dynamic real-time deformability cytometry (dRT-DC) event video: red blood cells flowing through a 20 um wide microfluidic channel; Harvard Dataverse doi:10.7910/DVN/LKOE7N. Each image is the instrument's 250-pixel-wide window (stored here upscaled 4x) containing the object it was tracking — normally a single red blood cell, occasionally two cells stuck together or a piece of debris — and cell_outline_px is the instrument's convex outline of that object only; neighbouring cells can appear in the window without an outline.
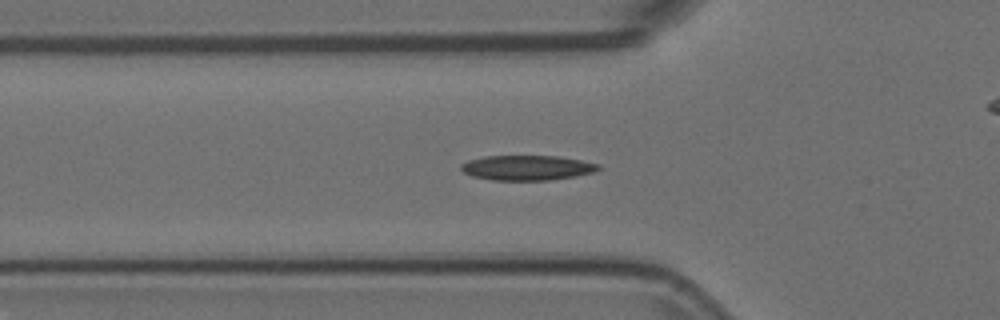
{"species": "Egyptian fruit bat (a non-hibernating species)", "species_latin": "Rousettus aegyptiacus", "temperature_condition": "room temperature", "stored_images_in_passage": 47, "camera_frame_rate_fps": 3000, "um_per_image_px": 0.085, "animal": {"sex": "female"}, "frame": {"image": 1, "passage_image": 10, "time_ms": 3.0, "image_size_px": [1000, 320], "cell_outline_px": [[604, 168], [596, 172], [576, 176], [548, 180], [492, 180], [472, 176], [464, 172], [460, 168], [460, 164], [468, 160], [484, 156], [556, 156], [580, 160], [600, 164]], "centroid_in_image_um": [44.83, 14.26], "position_along_channel_um": 81.0, "area_um2": 20.11}}
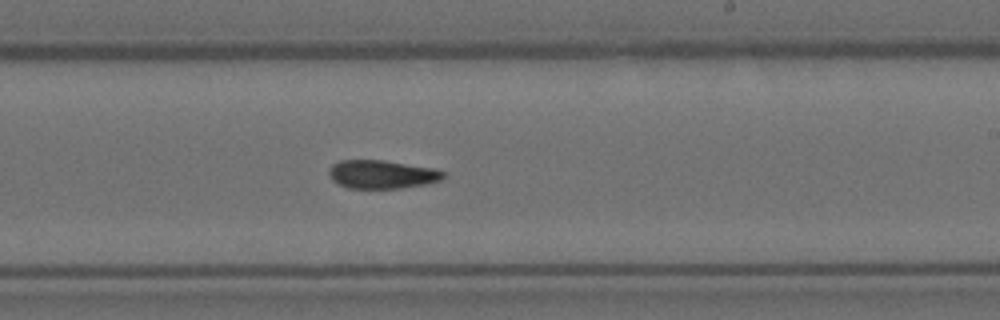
{"frame": {"image": 2, "passage_image": 24, "time_ms": 7.667, "image_size_px": [1000, 320], "cell_outline_px": [[444, 176], [440, 180], [424, 184], [400, 188], [348, 188], [332, 180], [328, 172], [332, 164], [340, 160], [384, 160], [432, 168], [444, 172]], "centroid_in_image_um": [32.42, 14.81], "position_along_channel_um": 256.6, "area_um2": 18.73}}
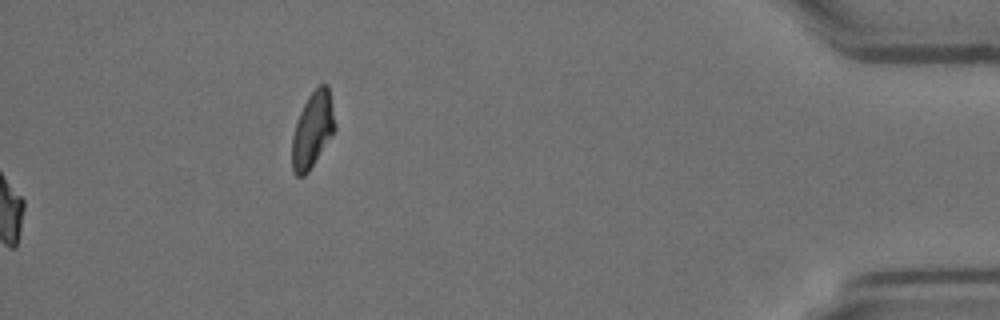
{"frame": {"image": 3, "passage_image": 47, "time_ms": 15.333, "image_size_px": [1000, 320], "cell_outline_px": [[336, 128], [308, 172], [304, 176], [296, 176], [292, 172], [292, 136], [300, 112], [308, 96], [320, 84], [328, 84], [336, 124]], "centroid_in_image_um": [26.56, 11.04], "position_along_channel_um": 408.6, "area_um2": 18.73}, "authors_computed_cell_mechanics": {"area_um2": 19.074, "velocity_mm_per_s": 3.7459, "shape_relaxation_time_tau1_ms": 8.9812, "shape_relaxation_time_tau2_ms": 3.3355, "deformation_change_tau1": 0.2178, "deformation_change_tau2": 0.0937}}